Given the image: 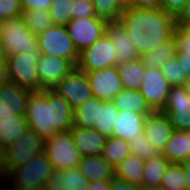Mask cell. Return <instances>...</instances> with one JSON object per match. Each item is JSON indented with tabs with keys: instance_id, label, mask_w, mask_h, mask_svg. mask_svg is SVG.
Masks as SVG:
<instances>
[{
	"instance_id": "58",
	"label": "cell",
	"mask_w": 190,
	"mask_h": 190,
	"mask_svg": "<svg viewBox=\"0 0 190 190\" xmlns=\"http://www.w3.org/2000/svg\"><path fill=\"white\" fill-rule=\"evenodd\" d=\"M174 190H187L186 188H179V189H174Z\"/></svg>"
},
{
	"instance_id": "52",
	"label": "cell",
	"mask_w": 190,
	"mask_h": 190,
	"mask_svg": "<svg viewBox=\"0 0 190 190\" xmlns=\"http://www.w3.org/2000/svg\"><path fill=\"white\" fill-rule=\"evenodd\" d=\"M11 190H47L46 185L30 186V187H12Z\"/></svg>"
},
{
	"instance_id": "15",
	"label": "cell",
	"mask_w": 190,
	"mask_h": 190,
	"mask_svg": "<svg viewBox=\"0 0 190 190\" xmlns=\"http://www.w3.org/2000/svg\"><path fill=\"white\" fill-rule=\"evenodd\" d=\"M85 73L88 76L93 97L102 101H112L119 92L123 91L117 66Z\"/></svg>"
},
{
	"instance_id": "31",
	"label": "cell",
	"mask_w": 190,
	"mask_h": 190,
	"mask_svg": "<svg viewBox=\"0 0 190 190\" xmlns=\"http://www.w3.org/2000/svg\"><path fill=\"white\" fill-rule=\"evenodd\" d=\"M131 154L130 144L126 140L108 137L103 149L102 157L116 168L126 157Z\"/></svg>"
},
{
	"instance_id": "13",
	"label": "cell",
	"mask_w": 190,
	"mask_h": 190,
	"mask_svg": "<svg viewBox=\"0 0 190 190\" xmlns=\"http://www.w3.org/2000/svg\"><path fill=\"white\" fill-rule=\"evenodd\" d=\"M75 68L76 66L68 59L40 54L37 65L40 90H52Z\"/></svg>"
},
{
	"instance_id": "8",
	"label": "cell",
	"mask_w": 190,
	"mask_h": 190,
	"mask_svg": "<svg viewBox=\"0 0 190 190\" xmlns=\"http://www.w3.org/2000/svg\"><path fill=\"white\" fill-rule=\"evenodd\" d=\"M53 170L51 162L43 152L27 163L12 169L6 179L10 178L13 187L41 186L46 185Z\"/></svg>"
},
{
	"instance_id": "5",
	"label": "cell",
	"mask_w": 190,
	"mask_h": 190,
	"mask_svg": "<svg viewBox=\"0 0 190 190\" xmlns=\"http://www.w3.org/2000/svg\"><path fill=\"white\" fill-rule=\"evenodd\" d=\"M40 52L8 56L6 61L9 82L30 91H40L37 65Z\"/></svg>"
},
{
	"instance_id": "14",
	"label": "cell",
	"mask_w": 190,
	"mask_h": 190,
	"mask_svg": "<svg viewBox=\"0 0 190 190\" xmlns=\"http://www.w3.org/2000/svg\"><path fill=\"white\" fill-rule=\"evenodd\" d=\"M170 84L160 69L146 68L139 91L153 111L162 110L167 101Z\"/></svg>"
},
{
	"instance_id": "27",
	"label": "cell",
	"mask_w": 190,
	"mask_h": 190,
	"mask_svg": "<svg viewBox=\"0 0 190 190\" xmlns=\"http://www.w3.org/2000/svg\"><path fill=\"white\" fill-rule=\"evenodd\" d=\"M112 101L119 111L135 113H151L153 111L139 90L123 89Z\"/></svg>"
},
{
	"instance_id": "54",
	"label": "cell",
	"mask_w": 190,
	"mask_h": 190,
	"mask_svg": "<svg viewBox=\"0 0 190 190\" xmlns=\"http://www.w3.org/2000/svg\"><path fill=\"white\" fill-rule=\"evenodd\" d=\"M7 58H8V55H7L6 51H5V47L0 41V62L6 63Z\"/></svg>"
},
{
	"instance_id": "53",
	"label": "cell",
	"mask_w": 190,
	"mask_h": 190,
	"mask_svg": "<svg viewBox=\"0 0 190 190\" xmlns=\"http://www.w3.org/2000/svg\"><path fill=\"white\" fill-rule=\"evenodd\" d=\"M138 190H164V189L161 186L142 184L138 186Z\"/></svg>"
},
{
	"instance_id": "26",
	"label": "cell",
	"mask_w": 190,
	"mask_h": 190,
	"mask_svg": "<svg viewBox=\"0 0 190 190\" xmlns=\"http://www.w3.org/2000/svg\"><path fill=\"white\" fill-rule=\"evenodd\" d=\"M117 67L123 89L139 90L146 72L141 58L118 64Z\"/></svg>"
},
{
	"instance_id": "10",
	"label": "cell",
	"mask_w": 190,
	"mask_h": 190,
	"mask_svg": "<svg viewBox=\"0 0 190 190\" xmlns=\"http://www.w3.org/2000/svg\"><path fill=\"white\" fill-rule=\"evenodd\" d=\"M108 22L98 18H75L65 26L78 53L89 48L106 33Z\"/></svg>"
},
{
	"instance_id": "16",
	"label": "cell",
	"mask_w": 190,
	"mask_h": 190,
	"mask_svg": "<svg viewBox=\"0 0 190 190\" xmlns=\"http://www.w3.org/2000/svg\"><path fill=\"white\" fill-rule=\"evenodd\" d=\"M174 131L166 113L161 110L152 111L147 115L144 124V135L150 144L163 152Z\"/></svg>"
},
{
	"instance_id": "12",
	"label": "cell",
	"mask_w": 190,
	"mask_h": 190,
	"mask_svg": "<svg viewBox=\"0 0 190 190\" xmlns=\"http://www.w3.org/2000/svg\"><path fill=\"white\" fill-rule=\"evenodd\" d=\"M161 111L167 114L174 130L190 131V96L183 86L170 87Z\"/></svg>"
},
{
	"instance_id": "21",
	"label": "cell",
	"mask_w": 190,
	"mask_h": 190,
	"mask_svg": "<svg viewBox=\"0 0 190 190\" xmlns=\"http://www.w3.org/2000/svg\"><path fill=\"white\" fill-rule=\"evenodd\" d=\"M32 91L8 83L0 88V110L13 112L14 115L26 116L27 101Z\"/></svg>"
},
{
	"instance_id": "32",
	"label": "cell",
	"mask_w": 190,
	"mask_h": 190,
	"mask_svg": "<svg viewBox=\"0 0 190 190\" xmlns=\"http://www.w3.org/2000/svg\"><path fill=\"white\" fill-rule=\"evenodd\" d=\"M95 14L107 22H116L126 5L121 0H91Z\"/></svg>"
},
{
	"instance_id": "19",
	"label": "cell",
	"mask_w": 190,
	"mask_h": 190,
	"mask_svg": "<svg viewBox=\"0 0 190 190\" xmlns=\"http://www.w3.org/2000/svg\"><path fill=\"white\" fill-rule=\"evenodd\" d=\"M70 131L73 135L74 143L82 157L102 155L107 141L106 136L93 128L73 126Z\"/></svg>"
},
{
	"instance_id": "43",
	"label": "cell",
	"mask_w": 190,
	"mask_h": 190,
	"mask_svg": "<svg viewBox=\"0 0 190 190\" xmlns=\"http://www.w3.org/2000/svg\"><path fill=\"white\" fill-rule=\"evenodd\" d=\"M188 1L189 0H161V8L176 17Z\"/></svg>"
},
{
	"instance_id": "51",
	"label": "cell",
	"mask_w": 190,
	"mask_h": 190,
	"mask_svg": "<svg viewBox=\"0 0 190 190\" xmlns=\"http://www.w3.org/2000/svg\"><path fill=\"white\" fill-rule=\"evenodd\" d=\"M6 177H7V174L5 170V164H4V149L0 148V179L3 178V180H5ZM0 190H3L2 186H0Z\"/></svg>"
},
{
	"instance_id": "45",
	"label": "cell",
	"mask_w": 190,
	"mask_h": 190,
	"mask_svg": "<svg viewBox=\"0 0 190 190\" xmlns=\"http://www.w3.org/2000/svg\"><path fill=\"white\" fill-rule=\"evenodd\" d=\"M126 6L139 9H160L161 0H130Z\"/></svg>"
},
{
	"instance_id": "42",
	"label": "cell",
	"mask_w": 190,
	"mask_h": 190,
	"mask_svg": "<svg viewBox=\"0 0 190 190\" xmlns=\"http://www.w3.org/2000/svg\"><path fill=\"white\" fill-rule=\"evenodd\" d=\"M52 0H21L23 11L48 10Z\"/></svg>"
},
{
	"instance_id": "44",
	"label": "cell",
	"mask_w": 190,
	"mask_h": 190,
	"mask_svg": "<svg viewBox=\"0 0 190 190\" xmlns=\"http://www.w3.org/2000/svg\"><path fill=\"white\" fill-rule=\"evenodd\" d=\"M176 26L188 28L190 26V0L184 5L182 10L175 17Z\"/></svg>"
},
{
	"instance_id": "23",
	"label": "cell",
	"mask_w": 190,
	"mask_h": 190,
	"mask_svg": "<svg viewBox=\"0 0 190 190\" xmlns=\"http://www.w3.org/2000/svg\"><path fill=\"white\" fill-rule=\"evenodd\" d=\"M78 168L89 182L115 178V168L101 155L82 157Z\"/></svg>"
},
{
	"instance_id": "18",
	"label": "cell",
	"mask_w": 190,
	"mask_h": 190,
	"mask_svg": "<svg viewBox=\"0 0 190 190\" xmlns=\"http://www.w3.org/2000/svg\"><path fill=\"white\" fill-rule=\"evenodd\" d=\"M148 114L119 111L116 120L113 122L112 136L130 142L136 136L143 134Z\"/></svg>"
},
{
	"instance_id": "41",
	"label": "cell",
	"mask_w": 190,
	"mask_h": 190,
	"mask_svg": "<svg viewBox=\"0 0 190 190\" xmlns=\"http://www.w3.org/2000/svg\"><path fill=\"white\" fill-rule=\"evenodd\" d=\"M21 0H0V22L22 15Z\"/></svg>"
},
{
	"instance_id": "49",
	"label": "cell",
	"mask_w": 190,
	"mask_h": 190,
	"mask_svg": "<svg viewBox=\"0 0 190 190\" xmlns=\"http://www.w3.org/2000/svg\"><path fill=\"white\" fill-rule=\"evenodd\" d=\"M9 83L6 63L0 62V88Z\"/></svg>"
},
{
	"instance_id": "33",
	"label": "cell",
	"mask_w": 190,
	"mask_h": 190,
	"mask_svg": "<svg viewBox=\"0 0 190 190\" xmlns=\"http://www.w3.org/2000/svg\"><path fill=\"white\" fill-rule=\"evenodd\" d=\"M118 112L113 101H103L102 107H99L98 123H95L93 129L107 138L111 137L113 122L116 120Z\"/></svg>"
},
{
	"instance_id": "9",
	"label": "cell",
	"mask_w": 190,
	"mask_h": 190,
	"mask_svg": "<svg viewBox=\"0 0 190 190\" xmlns=\"http://www.w3.org/2000/svg\"><path fill=\"white\" fill-rule=\"evenodd\" d=\"M115 48L110 37L105 33L89 48L79 53L76 68L82 72H94L117 66Z\"/></svg>"
},
{
	"instance_id": "28",
	"label": "cell",
	"mask_w": 190,
	"mask_h": 190,
	"mask_svg": "<svg viewBox=\"0 0 190 190\" xmlns=\"http://www.w3.org/2000/svg\"><path fill=\"white\" fill-rule=\"evenodd\" d=\"M103 101L92 97L83 105L74 109L73 126L81 128H93L98 123L99 107H102Z\"/></svg>"
},
{
	"instance_id": "17",
	"label": "cell",
	"mask_w": 190,
	"mask_h": 190,
	"mask_svg": "<svg viewBox=\"0 0 190 190\" xmlns=\"http://www.w3.org/2000/svg\"><path fill=\"white\" fill-rule=\"evenodd\" d=\"M106 34L110 37L115 48L117 65L140 59L130 36L124 26L119 22H108Z\"/></svg>"
},
{
	"instance_id": "1",
	"label": "cell",
	"mask_w": 190,
	"mask_h": 190,
	"mask_svg": "<svg viewBox=\"0 0 190 190\" xmlns=\"http://www.w3.org/2000/svg\"><path fill=\"white\" fill-rule=\"evenodd\" d=\"M118 21L126 29L140 56L171 39L176 28L175 16L162 8L139 9L126 6Z\"/></svg>"
},
{
	"instance_id": "4",
	"label": "cell",
	"mask_w": 190,
	"mask_h": 190,
	"mask_svg": "<svg viewBox=\"0 0 190 190\" xmlns=\"http://www.w3.org/2000/svg\"><path fill=\"white\" fill-rule=\"evenodd\" d=\"M44 153L53 169L77 168L82 159L71 131L57 132L44 142Z\"/></svg>"
},
{
	"instance_id": "56",
	"label": "cell",
	"mask_w": 190,
	"mask_h": 190,
	"mask_svg": "<svg viewBox=\"0 0 190 190\" xmlns=\"http://www.w3.org/2000/svg\"><path fill=\"white\" fill-rule=\"evenodd\" d=\"M12 115H14L13 112L5 111V110H0V118L10 117Z\"/></svg>"
},
{
	"instance_id": "46",
	"label": "cell",
	"mask_w": 190,
	"mask_h": 190,
	"mask_svg": "<svg viewBox=\"0 0 190 190\" xmlns=\"http://www.w3.org/2000/svg\"><path fill=\"white\" fill-rule=\"evenodd\" d=\"M110 190H138V186L113 178L111 179Z\"/></svg>"
},
{
	"instance_id": "50",
	"label": "cell",
	"mask_w": 190,
	"mask_h": 190,
	"mask_svg": "<svg viewBox=\"0 0 190 190\" xmlns=\"http://www.w3.org/2000/svg\"><path fill=\"white\" fill-rule=\"evenodd\" d=\"M181 164L185 175V182H186L185 188L187 190H190V160H187L186 162H183Z\"/></svg>"
},
{
	"instance_id": "48",
	"label": "cell",
	"mask_w": 190,
	"mask_h": 190,
	"mask_svg": "<svg viewBox=\"0 0 190 190\" xmlns=\"http://www.w3.org/2000/svg\"><path fill=\"white\" fill-rule=\"evenodd\" d=\"M176 57L182 64V68L186 71L187 78L190 77V55H181L176 53Z\"/></svg>"
},
{
	"instance_id": "7",
	"label": "cell",
	"mask_w": 190,
	"mask_h": 190,
	"mask_svg": "<svg viewBox=\"0 0 190 190\" xmlns=\"http://www.w3.org/2000/svg\"><path fill=\"white\" fill-rule=\"evenodd\" d=\"M40 54L58 56L78 64L79 53L65 26L53 25L37 35Z\"/></svg>"
},
{
	"instance_id": "2",
	"label": "cell",
	"mask_w": 190,
	"mask_h": 190,
	"mask_svg": "<svg viewBox=\"0 0 190 190\" xmlns=\"http://www.w3.org/2000/svg\"><path fill=\"white\" fill-rule=\"evenodd\" d=\"M28 129L44 140L73 127L74 109L53 90L32 91L27 101Z\"/></svg>"
},
{
	"instance_id": "38",
	"label": "cell",
	"mask_w": 190,
	"mask_h": 190,
	"mask_svg": "<svg viewBox=\"0 0 190 190\" xmlns=\"http://www.w3.org/2000/svg\"><path fill=\"white\" fill-rule=\"evenodd\" d=\"M129 144L131 154L145 161L161 155L160 151L150 144L144 133L133 138Z\"/></svg>"
},
{
	"instance_id": "11",
	"label": "cell",
	"mask_w": 190,
	"mask_h": 190,
	"mask_svg": "<svg viewBox=\"0 0 190 190\" xmlns=\"http://www.w3.org/2000/svg\"><path fill=\"white\" fill-rule=\"evenodd\" d=\"M52 90L63 97L73 109L93 97L88 76L77 68L64 77Z\"/></svg>"
},
{
	"instance_id": "34",
	"label": "cell",
	"mask_w": 190,
	"mask_h": 190,
	"mask_svg": "<svg viewBox=\"0 0 190 190\" xmlns=\"http://www.w3.org/2000/svg\"><path fill=\"white\" fill-rule=\"evenodd\" d=\"M22 17L25 25L35 34L38 35L44 32L49 27L53 26L52 19L48 10H31L23 11Z\"/></svg>"
},
{
	"instance_id": "47",
	"label": "cell",
	"mask_w": 190,
	"mask_h": 190,
	"mask_svg": "<svg viewBox=\"0 0 190 190\" xmlns=\"http://www.w3.org/2000/svg\"><path fill=\"white\" fill-rule=\"evenodd\" d=\"M111 179L89 182V190H110Z\"/></svg>"
},
{
	"instance_id": "24",
	"label": "cell",
	"mask_w": 190,
	"mask_h": 190,
	"mask_svg": "<svg viewBox=\"0 0 190 190\" xmlns=\"http://www.w3.org/2000/svg\"><path fill=\"white\" fill-rule=\"evenodd\" d=\"M27 129L26 116L12 115L0 118V148L5 149L17 141Z\"/></svg>"
},
{
	"instance_id": "35",
	"label": "cell",
	"mask_w": 190,
	"mask_h": 190,
	"mask_svg": "<svg viewBox=\"0 0 190 190\" xmlns=\"http://www.w3.org/2000/svg\"><path fill=\"white\" fill-rule=\"evenodd\" d=\"M160 70L171 87L183 86L187 79L186 71L182 68V64L176 56L164 61Z\"/></svg>"
},
{
	"instance_id": "3",
	"label": "cell",
	"mask_w": 190,
	"mask_h": 190,
	"mask_svg": "<svg viewBox=\"0 0 190 190\" xmlns=\"http://www.w3.org/2000/svg\"><path fill=\"white\" fill-rule=\"evenodd\" d=\"M0 41L8 56L40 52L38 37L25 25L22 15L0 22Z\"/></svg>"
},
{
	"instance_id": "57",
	"label": "cell",
	"mask_w": 190,
	"mask_h": 190,
	"mask_svg": "<svg viewBox=\"0 0 190 190\" xmlns=\"http://www.w3.org/2000/svg\"><path fill=\"white\" fill-rule=\"evenodd\" d=\"M125 5L130 1V0H121Z\"/></svg>"
},
{
	"instance_id": "25",
	"label": "cell",
	"mask_w": 190,
	"mask_h": 190,
	"mask_svg": "<svg viewBox=\"0 0 190 190\" xmlns=\"http://www.w3.org/2000/svg\"><path fill=\"white\" fill-rule=\"evenodd\" d=\"M145 160L130 154L115 168V178L136 186L142 185Z\"/></svg>"
},
{
	"instance_id": "6",
	"label": "cell",
	"mask_w": 190,
	"mask_h": 190,
	"mask_svg": "<svg viewBox=\"0 0 190 190\" xmlns=\"http://www.w3.org/2000/svg\"><path fill=\"white\" fill-rule=\"evenodd\" d=\"M45 140L33 130L27 129L14 143L4 149L6 174L44 152Z\"/></svg>"
},
{
	"instance_id": "55",
	"label": "cell",
	"mask_w": 190,
	"mask_h": 190,
	"mask_svg": "<svg viewBox=\"0 0 190 190\" xmlns=\"http://www.w3.org/2000/svg\"><path fill=\"white\" fill-rule=\"evenodd\" d=\"M183 87L185 88L186 92L189 94L190 96V77H188L186 80H185V83L183 85Z\"/></svg>"
},
{
	"instance_id": "20",
	"label": "cell",
	"mask_w": 190,
	"mask_h": 190,
	"mask_svg": "<svg viewBox=\"0 0 190 190\" xmlns=\"http://www.w3.org/2000/svg\"><path fill=\"white\" fill-rule=\"evenodd\" d=\"M47 190H89V181L80 169H54L46 183Z\"/></svg>"
},
{
	"instance_id": "22",
	"label": "cell",
	"mask_w": 190,
	"mask_h": 190,
	"mask_svg": "<svg viewBox=\"0 0 190 190\" xmlns=\"http://www.w3.org/2000/svg\"><path fill=\"white\" fill-rule=\"evenodd\" d=\"M161 154L171 163L190 160V131L174 130Z\"/></svg>"
},
{
	"instance_id": "29",
	"label": "cell",
	"mask_w": 190,
	"mask_h": 190,
	"mask_svg": "<svg viewBox=\"0 0 190 190\" xmlns=\"http://www.w3.org/2000/svg\"><path fill=\"white\" fill-rule=\"evenodd\" d=\"M176 56V46L174 38L163 42L157 49L149 51L142 56L141 60L146 68L160 69L162 63Z\"/></svg>"
},
{
	"instance_id": "39",
	"label": "cell",
	"mask_w": 190,
	"mask_h": 190,
	"mask_svg": "<svg viewBox=\"0 0 190 190\" xmlns=\"http://www.w3.org/2000/svg\"><path fill=\"white\" fill-rule=\"evenodd\" d=\"M173 38L176 46V53L190 55V30L188 28L176 26Z\"/></svg>"
},
{
	"instance_id": "30",
	"label": "cell",
	"mask_w": 190,
	"mask_h": 190,
	"mask_svg": "<svg viewBox=\"0 0 190 190\" xmlns=\"http://www.w3.org/2000/svg\"><path fill=\"white\" fill-rule=\"evenodd\" d=\"M171 162L162 154L145 161L142 184L160 186Z\"/></svg>"
},
{
	"instance_id": "37",
	"label": "cell",
	"mask_w": 190,
	"mask_h": 190,
	"mask_svg": "<svg viewBox=\"0 0 190 190\" xmlns=\"http://www.w3.org/2000/svg\"><path fill=\"white\" fill-rule=\"evenodd\" d=\"M72 0H52L49 15L54 25L66 26L71 20Z\"/></svg>"
},
{
	"instance_id": "36",
	"label": "cell",
	"mask_w": 190,
	"mask_h": 190,
	"mask_svg": "<svg viewBox=\"0 0 190 190\" xmlns=\"http://www.w3.org/2000/svg\"><path fill=\"white\" fill-rule=\"evenodd\" d=\"M160 186L164 190L185 188V175L182 164L171 163L165 172Z\"/></svg>"
},
{
	"instance_id": "40",
	"label": "cell",
	"mask_w": 190,
	"mask_h": 190,
	"mask_svg": "<svg viewBox=\"0 0 190 190\" xmlns=\"http://www.w3.org/2000/svg\"><path fill=\"white\" fill-rule=\"evenodd\" d=\"M97 17L91 0H72L71 19Z\"/></svg>"
}]
</instances>
